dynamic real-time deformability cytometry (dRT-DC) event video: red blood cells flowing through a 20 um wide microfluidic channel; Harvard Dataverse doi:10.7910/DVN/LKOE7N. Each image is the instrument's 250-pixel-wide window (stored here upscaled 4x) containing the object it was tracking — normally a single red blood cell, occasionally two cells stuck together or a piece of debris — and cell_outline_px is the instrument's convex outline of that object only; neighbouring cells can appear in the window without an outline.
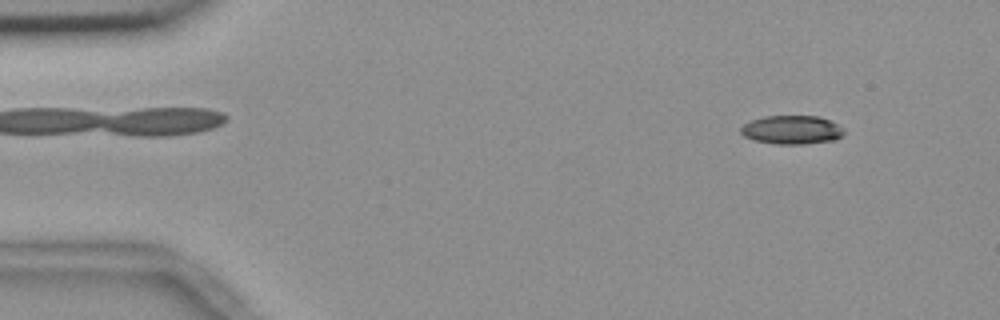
{"species": "common noctule bat (a hibernating species)", "species_latin": "Nyctalus noctula", "temperature_condition": "room temperature", "stored_images_in_passage": 55, "camera_frame_rate_fps": 3000, "um_per_image_px": 0.085, "animal": {"sex": "female", "body_mass_g": 18.4}, "frame": {"image": 1, "passage_image": 5, "time_ms": 1.333, "image_size_px": [1000, 320], "cell_outline_px": [[844, 136], [836, 140], [804, 144], [776, 144], [752, 140], [744, 136], [740, 132], [740, 128], [744, 124], [752, 120], [764, 116], [820, 116], [844, 128]], "centroid_in_image_um": [67.32, 11.04], "position_along_channel_um": 17.7, "area_um2": 17.4}}
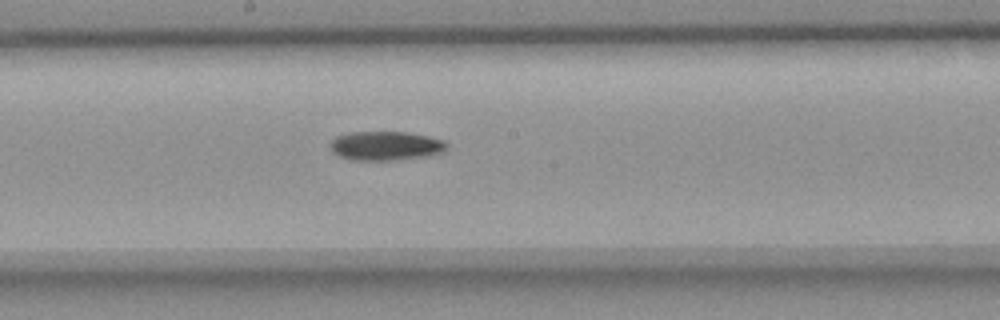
{"frame": {"image": 2, "passage_image": 29, "time_ms": 9.333, "image_size_px": [1000, 320], "cell_outline_px": [[448, 148], [444, 152], [428, 156], [392, 160], [352, 160], [340, 156], [332, 152], [328, 148], [328, 144], [336, 136], [348, 132], [408, 132], [428, 136], [444, 140], [448, 144]], "centroid_in_image_um": [32.77, 12.39], "position_along_channel_um": 215.4, "area_um2": 20.06}}
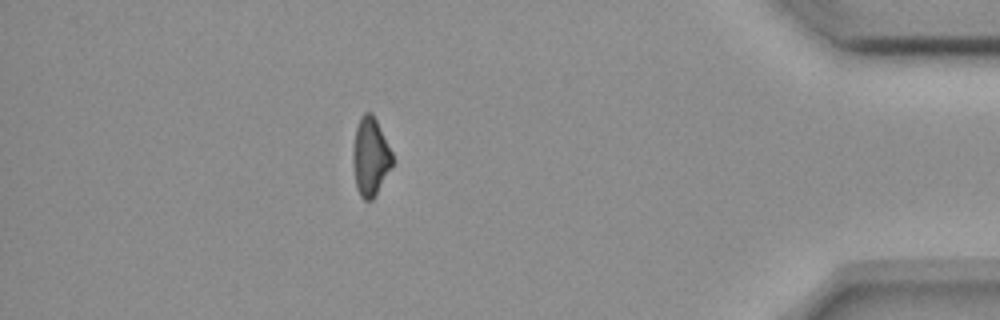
{"frame": {"image": 3, "passage_image": 48, "time_ms": 15.667, "image_size_px": [1000, 320], "cell_outline_px": [[392, 164], [372, 200], [364, 200], [360, 196], [356, 188], [352, 164], [352, 148], [356, 128], [360, 116], [364, 112], [372, 112], [392, 152]], "centroid_in_image_um": [31.44, 13.3], "position_along_channel_um": 403.8, "area_um2": 17.86}, "authors_computed_cell_mechanics": {"area_um2": 18.5538, "velocity_mm_per_s": 3.6838, "shape_relaxation_time_tau1_ms": 9.0909, "shape_relaxation_time_tau2_ms": null, "deformation_change_tau1": 0.1825, "deformation_change_tau2": null}}